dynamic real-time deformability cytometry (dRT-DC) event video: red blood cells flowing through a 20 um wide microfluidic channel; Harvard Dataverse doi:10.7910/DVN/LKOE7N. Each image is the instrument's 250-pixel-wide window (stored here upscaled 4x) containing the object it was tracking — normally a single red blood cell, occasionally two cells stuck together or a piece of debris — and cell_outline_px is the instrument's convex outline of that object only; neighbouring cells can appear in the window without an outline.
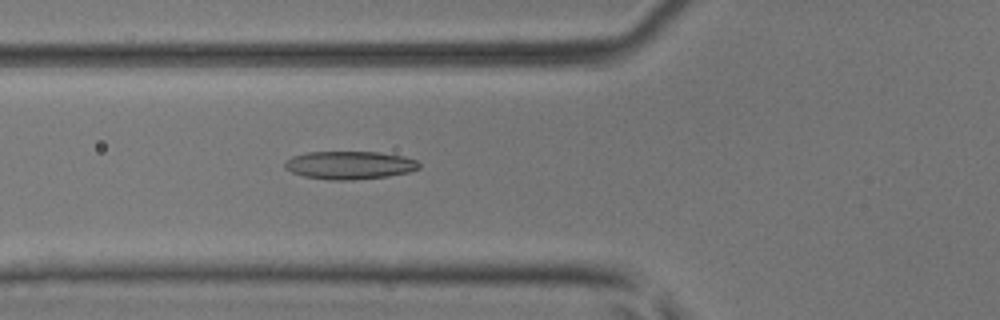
{"species": "common noctule bat (a hibernating species)", "species_latin": "Nyctalus noctula", "temperature_condition": "room temperature", "stored_images_in_passage": 41, "camera_frame_rate_fps": 3000, "um_per_image_px": 0.085, "animal": {"sex": "male", "body_mass_g": 17.9, "forearm_length_mm": 54.2}, "frame": {"image": 1, "passage_image": 10, "time_ms": 3.0, "image_size_px": [1000, 320], "cell_outline_px": [[420, 168], [408, 172], [388, 176], [352, 180], [328, 180], [304, 176], [292, 172], [284, 168], [284, 164], [292, 156], [308, 152], [380, 152], [404, 156], [416, 160], [420, 164]], "centroid_in_image_um": [29.73, 14.04], "position_along_channel_um": 96.1, "area_um2": 21.96}}
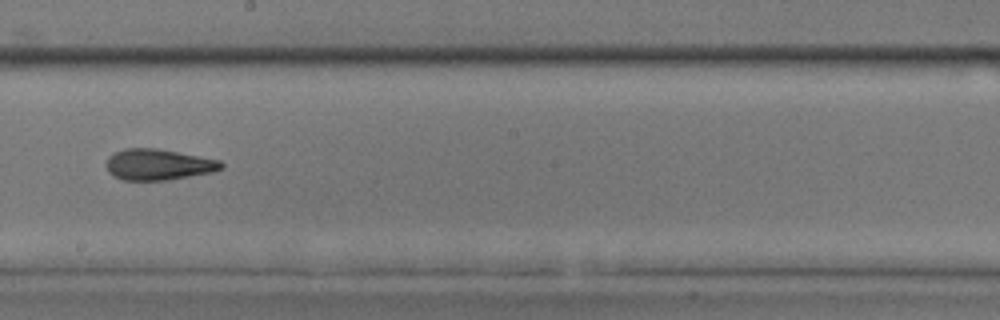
{"frame": {"image": 2, "passage_image": 20, "time_ms": 6.333, "image_size_px": [1000, 320], "cell_outline_px": [[224, 168], [212, 172], [168, 180], [124, 180], [112, 176], [108, 172], [108, 156], [124, 148], [156, 148], [220, 160], [224, 164]], "centroid_in_image_um": [13.47, 13.99], "position_along_channel_um": 234.7, "area_um2": 20.69}}
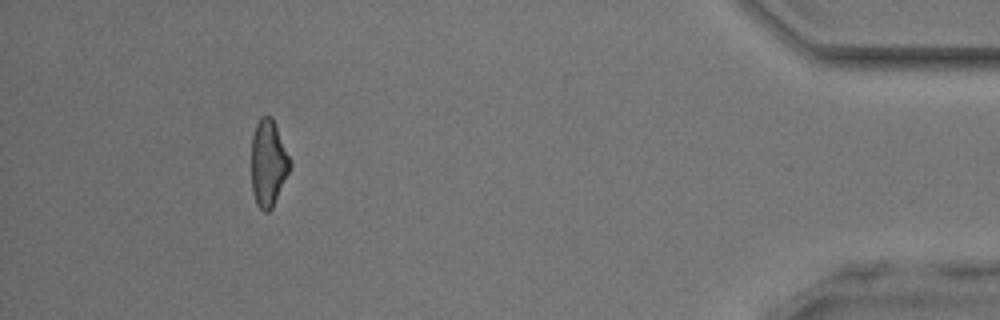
{"frame": {"image": 3, "passage_image": 37, "time_ms": 12.0, "image_size_px": [1000, 320], "cell_outline_px": [[292, 168], [272, 208], [268, 212], [264, 212], [256, 204], [252, 192], [252, 136], [256, 124], [260, 116], [272, 116], [292, 160]], "centroid_in_image_um": [22.83, 13.87], "position_along_channel_um": 412.4, "area_um2": 19.88}, "authors_computed_cell_mechanics": {"area_um2": 20.6924, "velocity_mm_per_s": 4.1675, "shape_relaxation_time_tau1_ms": 4.9751, "shape_relaxation_time_tau2_ms": 2.4128, "deformation_change_tau1": 0.184, "deformation_change_tau2": 0.1244}}